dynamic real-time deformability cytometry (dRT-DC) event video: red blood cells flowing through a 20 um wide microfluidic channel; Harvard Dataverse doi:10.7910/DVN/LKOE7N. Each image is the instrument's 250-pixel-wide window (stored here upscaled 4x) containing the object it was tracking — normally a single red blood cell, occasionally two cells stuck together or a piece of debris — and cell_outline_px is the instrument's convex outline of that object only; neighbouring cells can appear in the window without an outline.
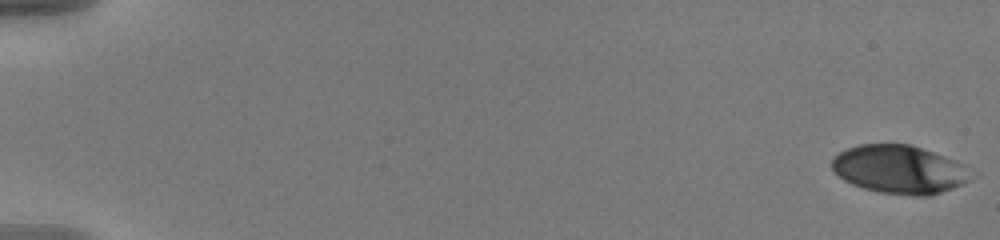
{"species": "human", "species_latin": "Homo sapiens", "temperature_condition": "warm", "stored_images_in_passage": 57, "camera_frame_rate_fps": 3000, "um_per_image_px": 0.085, "donor": {"sex": "male"}, "frame": {"image": 1, "passage_image": 1, "time_ms": 0.0, "image_size_px": [1000, 240], "cell_outline_px": [[980, 176], [964, 184], [932, 196], [912, 196], [880, 192], [864, 188], [852, 184], [844, 180], [832, 168], [832, 156], [848, 148], [860, 144], [908, 144], [956, 160], [980, 172]], "centroid_in_image_um": [76.58, 14.42], "position_along_channel_um": 8.4, "area_um2": 39.94}}
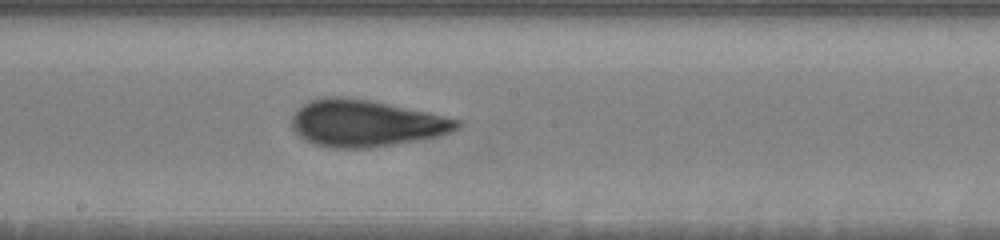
{"frame": {"image": 2, "passage_image": 33, "time_ms": 10.667, "image_size_px": [1000, 240], "cell_outline_px": [[464, 120], [460, 128], [452, 132], [440, 136], [368, 148], [332, 148], [312, 144], [300, 136], [292, 128], [292, 116], [296, 108], [308, 100], [320, 96], [344, 96], [372, 100], [428, 112]], "centroid_in_image_um": [31.09, 10.45], "position_along_channel_um": 217.1, "area_um2": 45.66}}
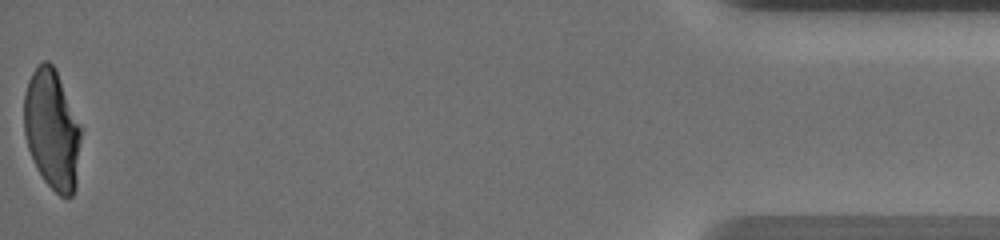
{"frame": {"image": 3, "passage_image": 57, "time_ms": 18.667, "image_size_px": [1000, 240], "cell_outline_px": [[80, 140], [76, 188], [72, 196], [60, 196], [44, 180], [36, 168], [28, 148], [24, 132], [24, 96], [28, 80], [32, 72], [44, 60], [48, 60], [56, 68], [80, 128]], "centroid_in_image_um": [4.4, 11.01], "position_along_channel_um": 430.8, "area_um2": 39.36}, "authors_computed_cell_mechanics": {"area_um2": 42.0784, "velocity_mm_per_s": 3.6656, "shape_relaxation_time_tau1_ms": 4.5953, "shape_relaxation_time_tau2_ms": 1.4391, "deformation_change_tau1": 0.1914, "deformation_change_tau2": 0.0886}}